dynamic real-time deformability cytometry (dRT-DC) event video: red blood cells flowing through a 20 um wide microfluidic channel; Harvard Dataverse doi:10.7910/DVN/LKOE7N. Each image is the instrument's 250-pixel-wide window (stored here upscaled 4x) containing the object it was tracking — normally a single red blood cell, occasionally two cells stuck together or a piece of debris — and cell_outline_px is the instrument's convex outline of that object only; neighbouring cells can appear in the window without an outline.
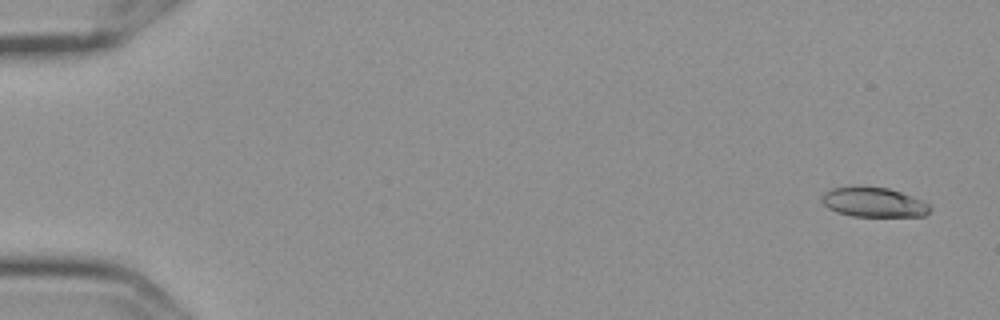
{"species": "Egyptian fruit bat (a non-hibernating species)", "species_latin": "Rousettus aegyptiacus", "temperature_condition": "cold", "stored_images_in_passage": 7, "camera_frame_rate_fps": 3000, "um_per_image_px": 0.085, "frame": {"image": 1, "passage_image": 1, "time_ms": 0.0, "image_size_px": [1000, 320], "cell_outline_px": [[932, 208], [924, 216], [852, 216], [836, 212], [828, 208], [820, 200], [820, 196], [824, 192], [832, 188], [888, 188], [912, 196], [928, 204]], "centroid_in_image_um": [74.24, 17.22], "position_along_channel_um": 10.8, "area_um2": 18.26}}
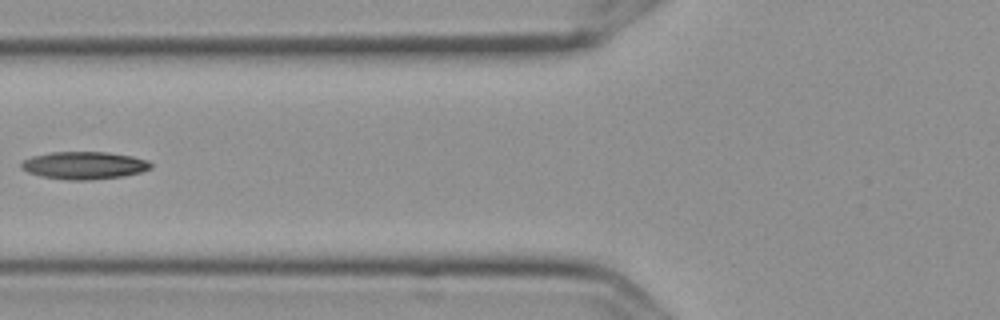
{"frame": {"image": 2, "passage_image": 6, "time_ms": 1.667, "image_size_px": [1000, 320], "cell_outline_px": [[152, 168], [140, 172], [124, 176], [92, 180], [68, 180], [40, 176], [28, 172], [20, 168], [20, 164], [24, 160], [32, 156], [52, 152], [108, 152], [132, 156], [148, 160], [152, 164]], "centroid_in_image_um": [7.16, 14.06], "position_along_channel_um": 118.6, "area_um2": 20.92}}
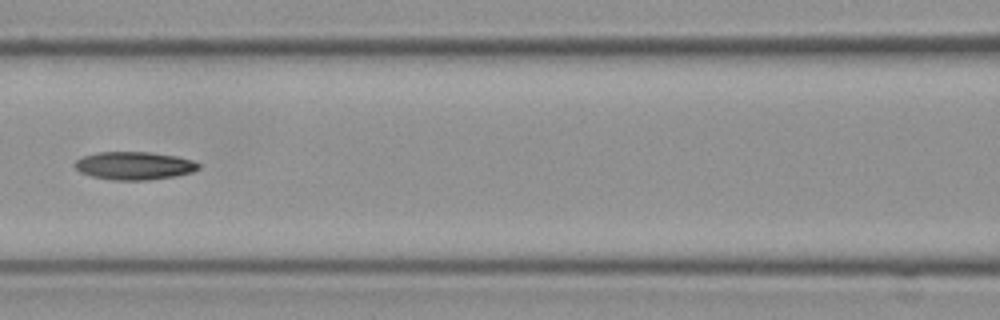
{"frame": {"image": 3, "passage_image": 7, "time_ms": 2.0, "image_size_px": [1000, 320], "cell_outline_px": [[200, 168], [192, 172], [176, 176], [148, 180], [112, 180], [92, 176], [80, 172], [72, 164], [80, 156], [96, 152], [152, 152], [176, 156], [192, 160], [200, 164]], "centroid_in_image_um": [11.38, 14.08], "position_along_channel_um": 155.2, "area_um2": 20.4}}